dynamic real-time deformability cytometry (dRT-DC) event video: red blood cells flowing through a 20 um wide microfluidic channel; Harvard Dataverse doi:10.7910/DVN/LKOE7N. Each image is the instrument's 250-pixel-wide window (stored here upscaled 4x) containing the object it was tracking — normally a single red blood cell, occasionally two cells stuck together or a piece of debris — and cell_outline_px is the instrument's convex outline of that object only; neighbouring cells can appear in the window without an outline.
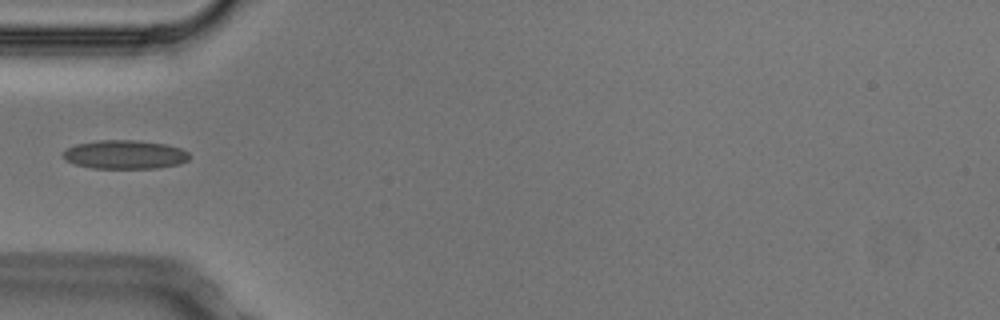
{"species": "Egyptian fruit bat (a non-hibernating species)", "species_latin": "Rousettus aegyptiacus", "temperature_condition": "cold", "stored_images_in_passage": 1, "camera_frame_rate_fps": 3000, "um_per_image_px": 0.085, "animal": {"sex": "male"}, "frame": {"image": 1, "passage_image": 1, "time_ms": 0.0, "image_size_px": [1000, 320], "cell_outline_px": [[188, 160], [180, 164], [156, 168], [92, 168], [76, 164], [64, 160], [64, 152], [68, 148], [76, 144], [96, 140], [140, 140], [164, 144], [180, 148], [188, 152]], "centroid_in_image_um": [10.61, 13.13], "position_along_channel_um": 74.4, "area_um2": 21.1}}